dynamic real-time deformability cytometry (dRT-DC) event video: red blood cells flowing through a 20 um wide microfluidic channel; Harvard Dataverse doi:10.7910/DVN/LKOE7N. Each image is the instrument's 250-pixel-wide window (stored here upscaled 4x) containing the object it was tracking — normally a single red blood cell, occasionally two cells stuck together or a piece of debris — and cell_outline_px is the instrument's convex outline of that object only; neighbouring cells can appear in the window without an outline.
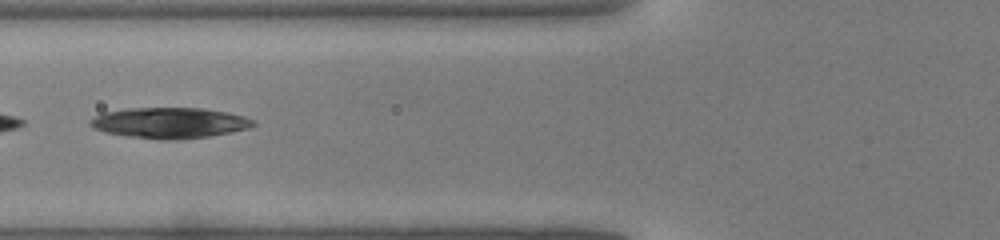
{"species": "common noctule bat (a hibernating species)", "species_latin": "Nyctalus noctula", "temperature_condition": "warm", "stored_images_in_passage": 44, "camera_frame_rate_fps": 3000, "um_per_image_px": 0.085, "animal": {"sex": "male", "body_mass_g": 19.0, "forearm_length_mm": 50.8}, "frame": {"image": 1, "passage_image": 18, "time_ms": 5.667, "image_size_px": [1000, 240], "cell_outline_px": [[256, 124], [248, 128], [232, 132], [208, 136], [180, 140], [160, 140], [124, 136], [104, 132], [88, 124], [88, 120], [104, 112], [128, 108], [204, 108], [244, 116], [256, 120]], "centroid_in_image_um": [14.41, 10.45], "position_along_channel_um": 111.4, "area_um2": 29.36}}